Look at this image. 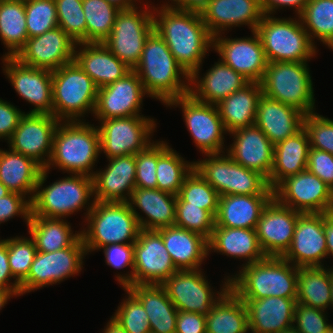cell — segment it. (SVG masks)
I'll return each instance as SVG.
<instances>
[{
    "mask_svg": "<svg viewBox=\"0 0 333 333\" xmlns=\"http://www.w3.org/2000/svg\"><path fill=\"white\" fill-rule=\"evenodd\" d=\"M209 254L211 252L224 254L227 257L244 259L241 266L262 261L266 255L262 251L255 229L229 228L214 226L211 238L208 240Z\"/></svg>",
    "mask_w": 333,
    "mask_h": 333,
    "instance_id": "836d02e7",
    "label": "cell"
},
{
    "mask_svg": "<svg viewBox=\"0 0 333 333\" xmlns=\"http://www.w3.org/2000/svg\"><path fill=\"white\" fill-rule=\"evenodd\" d=\"M296 302L320 310L330 309L331 267L329 265L298 268Z\"/></svg>",
    "mask_w": 333,
    "mask_h": 333,
    "instance_id": "b9f144b4",
    "label": "cell"
},
{
    "mask_svg": "<svg viewBox=\"0 0 333 333\" xmlns=\"http://www.w3.org/2000/svg\"><path fill=\"white\" fill-rule=\"evenodd\" d=\"M307 169L333 190V155L316 148L309 149Z\"/></svg>",
    "mask_w": 333,
    "mask_h": 333,
    "instance_id": "91938a15",
    "label": "cell"
},
{
    "mask_svg": "<svg viewBox=\"0 0 333 333\" xmlns=\"http://www.w3.org/2000/svg\"><path fill=\"white\" fill-rule=\"evenodd\" d=\"M28 38L58 27L55 0H25Z\"/></svg>",
    "mask_w": 333,
    "mask_h": 333,
    "instance_id": "f907efd6",
    "label": "cell"
},
{
    "mask_svg": "<svg viewBox=\"0 0 333 333\" xmlns=\"http://www.w3.org/2000/svg\"><path fill=\"white\" fill-rule=\"evenodd\" d=\"M136 188L157 189V141L135 155Z\"/></svg>",
    "mask_w": 333,
    "mask_h": 333,
    "instance_id": "6f0895ef",
    "label": "cell"
},
{
    "mask_svg": "<svg viewBox=\"0 0 333 333\" xmlns=\"http://www.w3.org/2000/svg\"><path fill=\"white\" fill-rule=\"evenodd\" d=\"M280 333H299L294 327L288 328Z\"/></svg>",
    "mask_w": 333,
    "mask_h": 333,
    "instance_id": "34e18365",
    "label": "cell"
},
{
    "mask_svg": "<svg viewBox=\"0 0 333 333\" xmlns=\"http://www.w3.org/2000/svg\"><path fill=\"white\" fill-rule=\"evenodd\" d=\"M0 290H14L20 296V284L12 276L8 262L7 244L2 238H0Z\"/></svg>",
    "mask_w": 333,
    "mask_h": 333,
    "instance_id": "be15d7a7",
    "label": "cell"
},
{
    "mask_svg": "<svg viewBox=\"0 0 333 333\" xmlns=\"http://www.w3.org/2000/svg\"><path fill=\"white\" fill-rule=\"evenodd\" d=\"M324 333H333V323Z\"/></svg>",
    "mask_w": 333,
    "mask_h": 333,
    "instance_id": "11e5206c",
    "label": "cell"
},
{
    "mask_svg": "<svg viewBox=\"0 0 333 333\" xmlns=\"http://www.w3.org/2000/svg\"><path fill=\"white\" fill-rule=\"evenodd\" d=\"M305 114L264 94L258 103L255 125L275 145L303 128Z\"/></svg>",
    "mask_w": 333,
    "mask_h": 333,
    "instance_id": "1f68e13d",
    "label": "cell"
},
{
    "mask_svg": "<svg viewBox=\"0 0 333 333\" xmlns=\"http://www.w3.org/2000/svg\"><path fill=\"white\" fill-rule=\"evenodd\" d=\"M251 34L243 38H228L225 33L217 34L213 36L212 49L224 64L249 82L260 83L268 61L259 34L256 31Z\"/></svg>",
    "mask_w": 333,
    "mask_h": 333,
    "instance_id": "ac0fdd59",
    "label": "cell"
},
{
    "mask_svg": "<svg viewBox=\"0 0 333 333\" xmlns=\"http://www.w3.org/2000/svg\"><path fill=\"white\" fill-rule=\"evenodd\" d=\"M274 197L281 204L301 213L333 210L332 188L308 169L284 179L274 189Z\"/></svg>",
    "mask_w": 333,
    "mask_h": 333,
    "instance_id": "2e32d148",
    "label": "cell"
},
{
    "mask_svg": "<svg viewBox=\"0 0 333 333\" xmlns=\"http://www.w3.org/2000/svg\"><path fill=\"white\" fill-rule=\"evenodd\" d=\"M58 26L76 44L86 43V19L82 0H55Z\"/></svg>",
    "mask_w": 333,
    "mask_h": 333,
    "instance_id": "f5cc1de1",
    "label": "cell"
},
{
    "mask_svg": "<svg viewBox=\"0 0 333 333\" xmlns=\"http://www.w3.org/2000/svg\"><path fill=\"white\" fill-rule=\"evenodd\" d=\"M105 256V264L117 270H124L128 267L131 271L115 274L117 282L127 288L133 285L134 272V243L111 244L101 248Z\"/></svg>",
    "mask_w": 333,
    "mask_h": 333,
    "instance_id": "db71d44e",
    "label": "cell"
},
{
    "mask_svg": "<svg viewBox=\"0 0 333 333\" xmlns=\"http://www.w3.org/2000/svg\"><path fill=\"white\" fill-rule=\"evenodd\" d=\"M326 310H320L297 303L294 311L293 327L299 333H324L330 326Z\"/></svg>",
    "mask_w": 333,
    "mask_h": 333,
    "instance_id": "9f6ffc18",
    "label": "cell"
},
{
    "mask_svg": "<svg viewBox=\"0 0 333 333\" xmlns=\"http://www.w3.org/2000/svg\"><path fill=\"white\" fill-rule=\"evenodd\" d=\"M139 3L129 9H121L115 19L112 32L103 44L130 69L138 64L145 42L154 31V4Z\"/></svg>",
    "mask_w": 333,
    "mask_h": 333,
    "instance_id": "8fae6325",
    "label": "cell"
},
{
    "mask_svg": "<svg viewBox=\"0 0 333 333\" xmlns=\"http://www.w3.org/2000/svg\"><path fill=\"white\" fill-rule=\"evenodd\" d=\"M44 168L35 160L0 148V182L11 192L25 196L30 202Z\"/></svg>",
    "mask_w": 333,
    "mask_h": 333,
    "instance_id": "d590c367",
    "label": "cell"
},
{
    "mask_svg": "<svg viewBox=\"0 0 333 333\" xmlns=\"http://www.w3.org/2000/svg\"><path fill=\"white\" fill-rule=\"evenodd\" d=\"M256 32L262 41L268 63H309L310 59L318 55V47L311 42L299 16L277 18L263 15Z\"/></svg>",
    "mask_w": 333,
    "mask_h": 333,
    "instance_id": "ba28073f",
    "label": "cell"
},
{
    "mask_svg": "<svg viewBox=\"0 0 333 333\" xmlns=\"http://www.w3.org/2000/svg\"><path fill=\"white\" fill-rule=\"evenodd\" d=\"M198 68L190 76L189 94L197 101L217 105L249 81L220 59L200 76Z\"/></svg>",
    "mask_w": 333,
    "mask_h": 333,
    "instance_id": "83f0119b",
    "label": "cell"
},
{
    "mask_svg": "<svg viewBox=\"0 0 333 333\" xmlns=\"http://www.w3.org/2000/svg\"><path fill=\"white\" fill-rule=\"evenodd\" d=\"M175 226L201 234L208 240L215 226V217L202 206L189 205L179 195L176 197Z\"/></svg>",
    "mask_w": 333,
    "mask_h": 333,
    "instance_id": "c3c4849f",
    "label": "cell"
},
{
    "mask_svg": "<svg viewBox=\"0 0 333 333\" xmlns=\"http://www.w3.org/2000/svg\"><path fill=\"white\" fill-rule=\"evenodd\" d=\"M133 70L148 96L165 106L171 100L189 94L190 76L155 30L148 36L141 58Z\"/></svg>",
    "mask_w": 333,
    "mask_h": 333,
    "instance_id": "7a4b0ae2",
    "label": "cell"
},
{
    "mask_svg": "<svg viewBox=\"0 0 333 333\" xmlns=\"http://www.w3.org/2000/svg\"><path fill=\"white\" fill-rule=\"evenodd\" d=\"M170 1L168 0L166 2H163V5L174 9H182L200 14L210 2V0H170Z\"/></svg>",
    "mask_w": 333,
    "mask_h": 333,
    "instance_id": "03108f58",
    "label": "cell"
},
{
    "mask_svg": "<svg viewBox=\"0 0 333 333\" xmlns=\"http://www.w3.org/2000/svg\"><path fill=\"white\" fill-rule=\"evenodd\" d=\"M182 110L187 130L199 152L214 154L226 152L225 130L223 121L216 105L203 103L194 99L190 94L171 100L166 107ZM226 148H225V147Z\"/></svg>",
    "mask_w": 333,
    "mask_h": 333,
    "instance_id": "9a60e30c",
    "label": "cell"
},
{
    "mask_svg": "<svg viewBox=\"0 0 333 333\" xmlns=\"http://www.w3.org/2000/svg\"><path fill=\"white\" fill-rule=\"evenodd\" d=\"M178 195L189 205L202 206L215 217L220 195L195 168L185 177Z\"/></svg>",
    "mask_w": 333,
    "mask_h": 333,
    "instance_id": "7dc6e473",
    "label": "cell"
},
{
    "mask_svg": "<svg viewBox=\"0 0 333 333\" xmlns=\"http://www.w3.org/2000/svg\"><path fill=\"white\" fill-rule=\"evenodd\" d=\"M308 63L270 62L260 81L265 96L308 115L316 112L315 94Z\"/></svg>",
    "mask_w": 333,
    "mask_h": 333,
    "instance_id": "9c48e42d",
    "label": "cell"
},
{
    "mask_svg": "<svg viewBox=\"0 0 333 333\" xmlns=\"http://www.w3.org/2000/svg\"><path fill=\"white\" fill-rule=\"evenodd\" d=\"M153 24L189 76L203 66L207 53L213 51V35L200 13L157 4L153 10Z\"/></svg>",
    "mask_w": 333,
    "mask_h": 333,
    "instance_id": "6da1fadb",
    "label": "cell"
},
{
    "mask_svg": "<svg viewBox=\"0 0 333 333\" xmlns=\"http://www.w3.org/2000/svg\"><path fill=\"white\" fill-rule=\"evenodd\" d=\"M105 168L95 171L94 199L100 202H128L135 187V155L107 159Z\"/></svg>",
    "mask_w": 333,
    "mask_h": 333,
    "instance_id": "4316f807",
    "label": "cell"
},
{
    "mask_svg": "<svg viewBox=\"0 0 333 333\" xmlns=\"http://www.w3.org/2000/svg\"><path fill=\"white\" fill-rule=\"evenodd\" d=\"M76 45L58 26L28 38L14 58L24 65L53 71L74 60Z\"/></svg>",
    "mask_w": 333,
    "mask_h": 333,
    "instance_id": "603a6c76",
    "label": "cell"
},
{
    "mask_svg": "<svg viewBox=\"0 0 333 333\" xmlns=\"http://www.w3.org/2000/svg\"><path fill=\"white\" fill-rule=\"evenodd\" d=\"M97 94L98 87L75 60L52 71L53 116L59 121H86L94 114Z\"/></svg>",
    "mask_w": 333,
    "mask_h": 333,
    "instance_id": "52a82bcc",
    "label": "cell"
},
{
    "mask_svg": "<svg viewBox=\"0 0 333 333\" xmlns=\"http://www.w3.org/2000/svg\"><path fill=\"white\" fill-rule=\"evenodd\" d=\"M301 214L273 197L263 209L255 228L266 257H282L290 248L298 216Z\"/></svg>",
    "mask_w": 333,
    "mask_h": 333,
    "instance_id": "cb8c5ba5",
    "label": "cell"
},
{
    "mask_svg": "<svg viewBox=\"0 0 333 333\" xmlns=\"http://www.w3.org/2000/svg\"><path fill=\"white\" fill-rule=\"evenodd\" d=\"M86 43H103L112 32L120 9L106 0H82Z\"/></svg>",
    "mask_w": 333,
    "mask_h": 333,
    "instance_id": "bcb514c9",
    "label": "cell"
},
{
    "mask_svg": "<svg viewBox=\"0 0 333 333\" xmlns=\"http://www.w3.org/2000/svg\"><path fill=\"white\" fill-rule=\"evenodd\" d=\"M27 228L37 251L45 253L70 247L81 237V230L74 233L64 218L30 216Z\"/></svg>",
    "mask_w": 333,
    "mask_h": 333,
    "instance_id": "ab89813d",
    "label": "cell"
},
{
    "mask_svg": "<svg viewBox=\"0 0 333 333\" xmlns=\"http://www.w3.org/2000/svg\"><path fill=\"white\" fill-rule=\"evenodd\" d=\"M274 195H225L219 197L215 226L255 229L263 209Z\"/></svg>",
    "mask_w": 333,
    "mask_h": 333,
    "instance_id": "e575fe53",
    "label": "cell"
},
{
    "mask_svg": "<svg viewBox=\"0 0 333 333\" xmlns=\"http://www.w3.org/2000/svg\"><path fill=\"white\" fill-rule=\"evenodd\" d=\"M176 197L159 189L135 188L128 204L141 229L158 230L175 224Z\"/></svg>",
    "mask_w": 333,
    "mask_h": 333,
    "instance_id": "f546056e",
    "label": "cell"
},
{
    "mask_svg": "<svg viewBox=\"0 0 333 333\" xmlns=\"http://www.w3.org/2000/svg\"><path fill=\"white\" fill-rule=\"evenodd\" d=\"M167 141L157 140V189L177 196L194 161L185 160Z\"/></svg>",
    "mask_w": 333,
    "mask_h": 333,
    "instance_id": "7bdbcfd3",
    "label": "cell"
},
{
    "mask_svg": "<svg viewBox=\"0 0 333 333\" xmlns=\"http://www.w3.org/2000/svg\"><path fill=\"white\" fill-rule=\"evenodd\" d=\"M309 149L310 144L303 128L274 145L273 167L267 180L272 190L287 177L307 169Z\"/></svg>",
    "mask_w": 333,
    "mask_h": 333,
    "instance_id": "8d00e7d4",
    "label": "cell"
},
{
    "mask_svg": "<svg viewBox=\"0 0 333 333\" xmlns=\"http://www.w3.org/2000/svg\"><path fill=\"white\" fill-rule=\"evenodd\" d=\"M86 255L82 237L64 249L49 253L37 251L28 277L20 284V296L78 275L84 268Z\"/></svg>",
    "mask_w": 333,
    "mask_h": 333,
    "instance_id": "5bb4252c",
    "label": "cell"
},
{
    "mask_svg": "<svg viewBox=\"0 0 333 333\" xmlns=\"http://www.w3.org/2000/svg\"><path fill=\"white\" fill-rule=\"evenodd\" d=\"M10 193L11 191L2 182H0V198L5 197Z\"/></svg>",
    "mask_w": 333,
    "mask_h": 333,
    "instance_id": "8c879c8a",
    "label": "cell"
},
{
    "mask_svg": "<svg viewBox=\"0 0 333 333\" xmlns=\"http://www.w3.org/2000/svg\"><path fill=\"white\" fill-rule=\"evenodd\" d=\"M100 156L97 126L87 121H60L53 136V151L46 170L93 176Z\"/></svg>",
    "mask_w": 333,
    "mask_h": 333,
    "instance_id": "277c9868",
    "label": "cell"
},
{
    "mask_svg": "<svg viewBox=\"0 0 333 333\" xmlns=\"http://www.w3.org/2000/svg\"><path fill=\"white\" fill-rule=\"evenodd\" d=\"M74 60L98 88L123 78L132 70L103 43L77 44Z\"/></svg>",
    "mask_w": 333,
    "mask_h": 333,
    "instance_id": "d6a6232c",
    "label": "cell"
},
{
    "mask_svg": "<svg viewBox=\"0 0 333 333\" xmlns=\"http://www.w3.org/2000/svg\"><path fill=\"white\" fill-rule=\"evenodd\" d=\"M204 269L178 270L161 285L178 311L207 316L212 307L230 289V277L224 276L219 291L213 290Z\"/></svg>",
    "mask_w": 333,
    "mask_h": 333,
    "instance_id": "4fadbf2b",
    "label": "cell"
},
{
    "mask_svg": "<svg viewBox=\"0 0 333 333\" xmlns=\"http://www.w3.org/2000/svg\"><path fill=\"white\" fill-rule=\"evenodd\" d=\"M133 270V285H161L178 271L156 230H140L134 243Z\"/></svg>",
    "mask_w": 333,
    "mask_h": 333,
    "instance_id": "44dd1931",
    "label": "cell"
},
{
    "mask_svg": "<svg viewBox=\"0 0 333 333\" xmlns=\"http://www.w3.org/2000/svg\"><path fill=\"white\" fill-rule=\"evenodd\" d=\"M145 95L149 97L139 76L131 70L123 78L98 88L93 117L108 120L144 115L141 111Z\"/></svg>",
    "mask_w": 333,
    "mask_h": 333,
    "instance_id": "d6986e66",
    "label": "cell"
},
{
    "mask_svg": "<svg viewBox=\"0 0 333 333\" xmlns=\"http://www.w3.org/2000/svg\"><path fill=\"white\" fill-rule=\"evenodd\" d=\"M2 70L16 93L33 107L24 114L53 115L52 71L27 66L14 57H1Z\"/></svg>",
    "mask_w": 333,
    "mask_h": 333,
    "instance_id": "e0dca14e",
    "label": "cell"
},
{
    "mask_svg": "<svg viewBox=\"0 0 333 333\" xmlns=\"http://www.w3.org/2000/svg\"><path fill=\"white\" fill-rule=\"evenodd\" d=\"M123 290L127 295L119 302L112 317L128 333H150L149 319L143 305L127 288Z\"/></svg>",
    "mask_w": 333,
    "mask_h": 333,
    "instance_id": "816d5d0a",
    "label": "cell"
},
{
    "mask_svg": "<svg viewBox=\"0 0 333 333\" xmlns=\"http://www.w3.org/2000/svg\"><path fill=\"white\" fill-rule=\"evenodd\" d=\"M324 232L326 236L327 258H331V256L333 258V210L324 213Z\"/></svg>",
    "mask_w": 333,
    "mask_h": 333,
    "instance_id": "003e7915",
    "label": "cell"
},
{
    "mask_svg": "<svg viewBox=\"0 0 333 333\" xmlns=\"http://www.w3.org/2000/svg\"><path fill=\"white\" fill-rule=\"evenodd\" d=\"M282 258L298 268L325 266L324 213H301L298 216L292 243Z\"/></svg>",
    "mask_w": 333,
    "mask_h": 333,
    "instance_id": "7402d4cb",
    "label": "cell"
},
{
    "mask_svg": "<svg viewBox=\"0 0 333 333\" xmlns=\"http://www.w3.org/2000/svg\"><path fill=\"white\" fill-rule=\"evenodd\" d=\"M204 157L194 161V168L220 196L274 195L263 175L236 163L227 152Z\"/></svg>",
    "mask_w": 333,
    "mask_h": 333,
    "instance_id": "30bf717a",
    "label": "cell"
},
{
    "mask_svg": "<svg viewBox=\"0 0 333 333\" xmlns=\"http://www.w3.org/2000/svg\"><path fill=\"white\" fill-rule=\"evenodd\" d=\"M311 148L323 150L333 155V119L312 112L303 121Z\"/></svg>",
    "mask_w": 333,
    "mask_h": 333,
    "instance_id": "11a10c76",
    "label": "cell"
},
{
    "mask_svg": "<svg viewBox=\"0 0 333 333\" xmlns=\"http://www.w3.org/2000/svg\"><path fill=\"white\" fill-rule=\"evenodd\" d=\"M83 222L81 237L87 255L111 244L135 243L141 230L128 202L95 201Z\"/></svg>",
    "mask_w": 333,
    "mask_h": 333,
    "instance_id": "8992f818",
    "label": "cell"
},
{
    "mask_svg": "<svg viewBox=\"0 0 333 333\" xmlns=\"http://www.w3.org/2000/svg\"><path fill=\"white\" fill-rule=\"evenodd\" d=\"M13 296L19 297V295L14 290H0V311L4 306L10 301Z\"/></svg>",
    "mask_w": 333,
    "mask_h": 333,
    "instance_id": "89a4df30",
    "label": "cell"
},
{
    "mask_svg": "<svg viewBox=\"0 0 333 333\" xmlns=\"http://www.w3.org/2000/svg\"><path fill=\"white\" fill-rule=\"evenodd\" d=\"M27 39L25 0H0V40L7 49L2 57H14Z\"/></svg>",
    "mask_w": 333,
    "mask_h": 333,
    "instance_id": "ee69618b",
    "label": "cell"
},
{
    "mask_svg": "<svg viewBox=\"0 0 333 333\" xmlns=\"http://www.w3.org/2000/svg\"><path fill=\"white\" fill-rule=\"evenodd\" d=\"M102 333H128L112 316L106 323Z\"/></svg>",
    "mask_w": 333,
    "mask_h": 333,
    "instance_id": "a7ac6f4b",
    "label": "cell"
},
{
    "mask_svg": "<svg viewBox=\"0 0 333 333\" xmlns=\"http://www.w3.org/2000/svg\"><path fill=\"white\" fill-rule=\"evenodd\" d=\"M175 333H206V316L178 311Z\"/></svg>",
    "mask_w": 333,
    "mask_h": 333,
    "instance_id": "6125c7cd",
    "label": "cell"
},
{
    "mask_svg": "<svg viewBox=\"0 0 333 333\" xmlns=\"http://www.w3.org/2000/svg\"><path fill=\"white\" fill-rule=\"evenodd\" d=\"M163 239L171 259L178 270L201 269L209 256L208 239L193 231L169 226L156 230Z\"/></svg>",
    "mask_w": 333,
    "mask_h": 333,
    "instance_id": "4dcf8cb0",
    "label": "cell"
},
{
    "mask_svg": "<svg viewBox=\"0 0 333 333\" xmlns=\"http://www.w3.org/2000/svg\"><path fill=\"white\" fill-rule=\"evenodd\" d=\"M30 214L31 202L25 196L11 192L0 198V225L15 218V216H21L25 224L28 225Z\"/></svg>",
    "mask_w": 333,
    "mask_h": 333,
    "instance_id": "680465c9",
    "label": "cell"
},
{
    "mask_svg": "<svg viewBox=\"0 0 333 333\" xmlns=\"http://www.w3.org/2000/svg\"><path fill=\"white\" fill-rule=\"evenodd\" d=\"M242 301L248 312L249 333H280L293 327L296 298L269 296Z\"/></svg>",
    "mask_w": 333,
    "mask_h": 333,
    "instance_id": "f1b7e54d",
    "label": "cell"
},
{
    "mask_svg": "<svg viewBox=\"0 0 333 333\" xmlns=\"http://www.w3.org/2000/svg\"><path fill=\"white\" fill-rule=\"evenodd\" d=\"M299 18L316 47L317 39L333 49V0H309Z\"/></svg>",
    "mask_w": 333,
    "mask_h": 333,
    "instance_id": "f6af8a7d",
    "label": "cell"
},
{
    "mask_svg": "<svg viewBox=\"0 0 333 333\" xmlns=\"http://www.w3.org/2000/svg\"><path fill=\"white\" fill-rule=\"evenodd\" d=\"M23 115L24 112L17 106L0 98V139L2 141H8L11 138Z\"/></svg>",
    "mask_w": 333,
    "mask_h": 333,
    "instance_id": "94428289",
    "label": "cell"
},
{
    "mask_svg": "<svg viewBox=\"0 0 333 333\" xmlns=\"http://www.w3.org/2000/svg\"><path fill=\"white\" fill-rule=\"evenodd\" d=\"M262 94L260 83L248 82L216 105L228 134L240 128L255 125L258 103Z\"/></svg>",
    "mask_w": 333,
    "mask_h": 333,
    "instance_id": "74e56055",
    "label": "cell"
},
{
    "mask_svg": "<svg viewBox=\"0 0 333 333\" xmlns=\"http://www.w3.org/2000/svg\"><path fill=\"white\" fill-rule=\"evenodd\" d=\"M330 309H333V266H331V303H330Z\"/></svg>",
    "mask_w": 333,
    "mask_h": 333,
    "instance_id": "753ad0ef",
    "label": "cell"
},
{
    "mask_svg": "<svg viewBox=\"0 0 333 333\" xmlns=\"http://www.w3.org/2000/svg\"><path fill=\"white\" fill-rule=\"evenodd\" d=\"M106 1L115 5L116 7H118L121 10V9L132 8L135 5H137L138 2H140L142 0H106Z\"/></svg>",
    "mask_w": 333,
    "mask_h": 333,
    "instance_id": "2644e50d",
    "label": "cell"
},
{
    "mask_svg": "<svg viewBox=\"0 0 333 333\" xmlns=\"http://www.w3.org/2000/svg\"><path fill=\"white\" fill-rule=\"evenodd\" d=\"M201 17L215 36L243 25H247L251 32L256 31L263 13L260 0H210Z\"/></svg>",
    "mask_w": 333,
    "mask_h": 333,
    "instance_id": "d4e9b609",
    "label": "cell"
},
{
    "mask_svg": "<svg viewBox=\"0 0 333 333\" xmlns=\"http://www.w3.org/2000/svg\"><path fill=\"white\" fill-rule=\"evenodd\" d=\"M49 173L45 168L41 172L31 200L30 216L66 219L83 209L85 220L95 203L92 176L69 174L45 185Z\"/></svg>",
    "mask_w": 333,
    "mask_h": 333,
    "instance_id": "3957f363",
    "label": "cell"
},
{
    "mask_svg": "<svg viewBox=\"0 0 333 333\" xmlns=\"http://www.w3.org/2000/svg\"><path fill=\"white\" fill-rule=\"evenodd\" d=\"M234 274L229 275L230 289L240 299L297 296L298 267L282 257H266L241 266Z\"/></svg>",
    "mask_w": 333,
    "mask_h": 333,
    "instance_id": "5b68a950",
    "label": "cell"
},
{
    "mask_svg": "<svg viewBox=\"0 0 333 333\" xmlns=\"http://www.w3.org/2000/svg\"><path fill=\"white\" fill-rule=\"evenodd\" d=\"M233 143L226 152L247 169L256 171L267 180L273 167L274 144L256 125L240 128L228 134Z\"/></svg>",
    "mask_w": 333,
    "mask_h": 333,
    "instance_id": "484cf974",
    "label": "cell"
},
{
    "mask_svg": "<svg viewBox=\"0 0 333 333\" xmlns=\"http://www.w3.org/2000/svg\"><path fill=\"white\" fill-rule=\"evenodd\" d=\"M127 289L143 305L151 332L175 333L178 310L162 285L138 284Z\"/></svg>",
    "mask_w": 333,
    "mask_h": 333,
    "instance_id": "f35d334b",
    "label": "cell"
},
{
    "mask_svg": "<svg viewBox=\"0 0 333 333\" xmlns=\"http://www.w3.org/2000/svg\"><path fill=\"white\" fill-rule=\"evenodd\" d=\"M59 120L51 114H24L8 147L40 164L48 165L53 151V136Z\"/></svg>",
    "mask_w": 333,
    "mask_h": 333,
    "instance_id": "ffe728a7",
    "label": "cell"
},
{
    "mask_svg": "<svg viewBox=\"0 0 333 333\" xmlns=\"http://www.w3.org/2000/svg\"><path fill=\"white\" fill-rule=\"evenodd\" d=\"M206 333H249L246 305L231 289L206 316Z\"/></svg>",
    "mask_w": 333,
    "mask_h": 333,
    "instance_id": "60d3db41",
    "label": "cell"
},
{
    "mask_svg": "<svg viewBox=\"0 0 333 333\" xmlns=\"http://www.w3.org/2000/svg\"><path fill=\"white\" fill-rule=\"evenodd\" d=\"M309 0H260V7L263 15L274 16L277 10L293 8L294 16H299L306 7Z\"/></svg>",
    "mask_w": 333,
    "mask_h": 333,
    "instance_id": "e7e4bbea",
    "label": "cell"
},
{
    "mask_svg": "<svg viewBox=\"0 0 333 333\" xmlns=\"http://www.w3.org/2000/svg\"><path fill=\"white\" fill-rule=\"evenodd\" d=\"M7 244L8 262L13 278L21 284L30 272L37 249L31 237L15 236L2 239Z\"/></svg>",
    "mask_w": 333,
    "mask_h": 333,
    "instance_id": "681fc988",
    "label": "cell"
},
{
    "mask_svg": "<svg viewBox=\"0 0 333 333\" xmlns=\"http://www.w3.org/2000/svg\"><path fill=\"white\" fill-rule=\"evenodd\" d=\"M156 122L157 119L144 115L98 120L100 154L109 159L143 151L154 142L151 138Z\"/></svg>",
    "mask_w": 333,
    "mask_h": 333,
    "instance_id": "7c38bea8",
    "label": "cell"
}]
</instances>
